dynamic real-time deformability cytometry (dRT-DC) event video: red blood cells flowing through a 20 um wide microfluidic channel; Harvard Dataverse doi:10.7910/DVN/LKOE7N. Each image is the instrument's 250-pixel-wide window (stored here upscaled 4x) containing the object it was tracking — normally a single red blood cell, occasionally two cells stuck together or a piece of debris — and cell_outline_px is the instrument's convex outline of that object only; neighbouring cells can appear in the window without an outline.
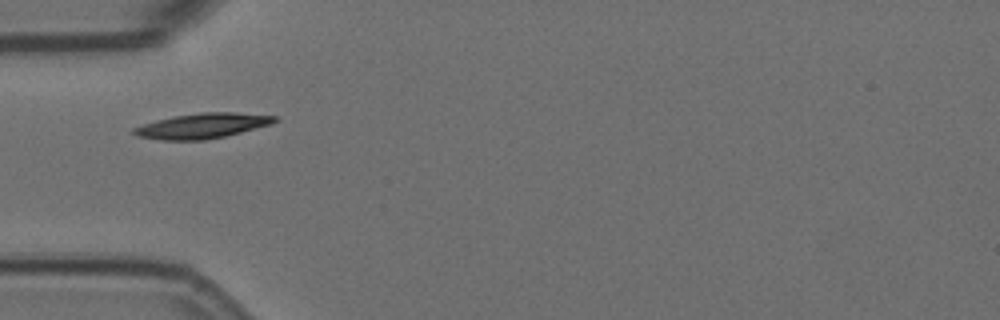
{"species": "Egyptian fruit bat (a non-hibernating species)", "species_latin": "Rousettus aegyptiacus", "temperature_condition": "room temperature", "stored_images_in_passage": 11, "camera_frame_rate_fps": 3000, "um_per_image_px": 0.085, "animal": {"sex": "female"}, "frame": {"image": 1, "passage_image": 1, "time_ms": 0.0, "image_size_px": [1000, 320], "cell_outline_px": [[276, 120], [272, 124], [224, 136], [204, 140], [160, 140], [136, 136], [132, 132], [132, 128], [156, 120], [172, 116], [200, 112], [236, 112], [276, 116]], "centroid_in_image_um": [17.15, 10.69], "position_along_channel_um": 67.8, "area_um2": 20.58}}
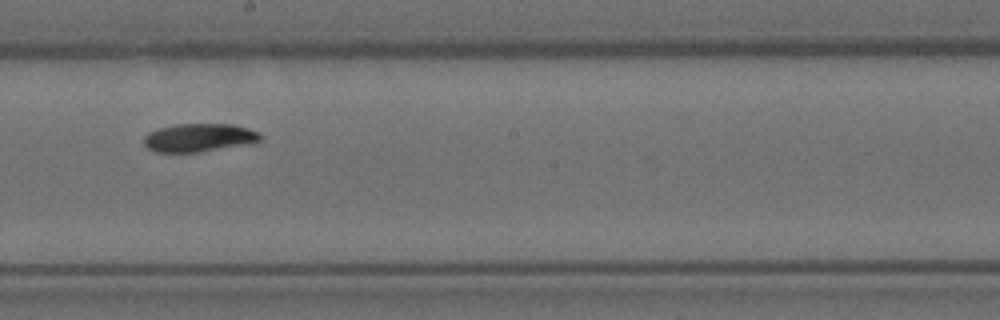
{"frame": {"image": 2, "passage_image": 5, "time_ms": 1.333, "image_size_px": [1000, 320], "cell_outline_px": [[260, 140], [200, 152], [156, 152], [148, 148], [144, 144], [144, 136], [148, 132], [160, 128], [176, 124], [232, 124], [248, 128], [260, 132]], "centroid_in_image_um": [16.85, 11.69], "position_along_channel_um": 231.3, "area_um2": 18.79}}
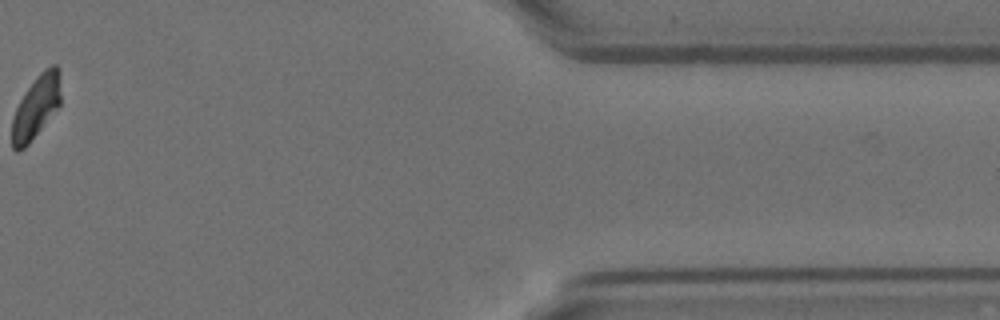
{"frame": {"image": 3, "passage_image": 10, "time_ms": 3.0, "image_size_px": [1000, 320], "cell_outline_px": [[60, 104], [28, 144], [24, 148], [16, 152], [12, 148], [12, 120], [16, 108], [24, 92], [36, 76], [44, 68], [52, 64], [56, 64], [60, 68]], "centroid_in_image_um": [3.07, 9.04], "position_along_channel_um": 408.3, "area_um2": 17.8}}